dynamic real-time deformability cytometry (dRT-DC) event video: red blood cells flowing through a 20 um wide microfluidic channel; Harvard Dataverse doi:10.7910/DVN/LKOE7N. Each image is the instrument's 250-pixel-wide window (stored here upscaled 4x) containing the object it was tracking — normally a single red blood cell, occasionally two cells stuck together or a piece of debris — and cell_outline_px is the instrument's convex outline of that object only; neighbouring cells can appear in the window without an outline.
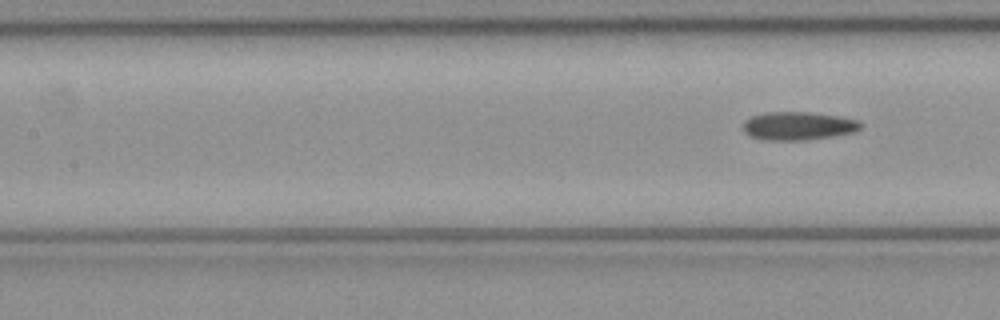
{"species": "common noctule bat (a hibernating species)", "species_latin": "Nyctalus noctula", "temperature_condition": "cold", "stored_images_in_passage": 7, "segment_of_instrument_passage": [2, 2], "camera_frame_rate_fps": 3000, "um_per_image_px": 0.085, "animal": {"sex": "female", "body_mass_g": 21.9}, "frame": {"image": 1, "passage_image": 7, "time_ms": 2.0, "image_size_px": [1000, 320], "cell_outline_px": [[860, 128], [852, 132], [832, 136], [804, 140], [764, 140], [748, 136], [744, 132], [744, 120], [752, 116], [764, 112], [812, 112], [836, 116], [856, 120], [860, 124]], "centroid_in_image_um": [67.76, 10.7], "position_along_channel_um": 139.6, "area_um2": 19.19}}